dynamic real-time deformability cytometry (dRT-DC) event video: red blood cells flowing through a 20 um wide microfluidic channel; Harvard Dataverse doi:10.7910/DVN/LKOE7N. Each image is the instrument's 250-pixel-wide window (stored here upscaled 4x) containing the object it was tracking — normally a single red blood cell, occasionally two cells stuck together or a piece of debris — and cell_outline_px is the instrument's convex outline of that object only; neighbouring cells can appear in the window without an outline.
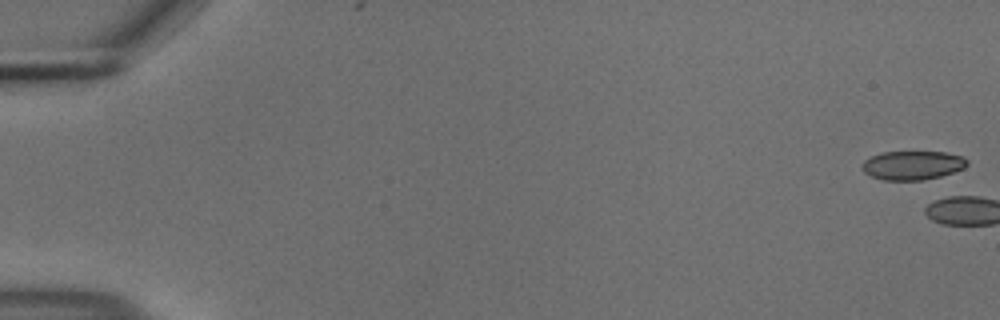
{"species": "common noctule bat (a hibernating species)", "species_latin": "Nyctalus noctula", "temperature_condition": "cold", "stored_images_in_passage": 3, "camera_frame_rate_fps": 3000, "um_per_image_px": 0.085, "animal": {"sex": "male", "body_mass_g": 18.8}, "frame": {"image": 1, "passage_image": 1, "time_ms": 0.0, "image_size_px": [1000, 320], "cell_outline_px": [[968, 164], [964, 168], [940, 176], [924, 180], [884, 180], [872, 176], [864, 172], [860, 168], [864, 160], [872, 156], [884, 152], [944, 152], [964, 156], [968, 160]], "centroid_in_image_um": [77.57, 14.05], "position_along_channel_um": 7.4, "area_um2": 17.69}}